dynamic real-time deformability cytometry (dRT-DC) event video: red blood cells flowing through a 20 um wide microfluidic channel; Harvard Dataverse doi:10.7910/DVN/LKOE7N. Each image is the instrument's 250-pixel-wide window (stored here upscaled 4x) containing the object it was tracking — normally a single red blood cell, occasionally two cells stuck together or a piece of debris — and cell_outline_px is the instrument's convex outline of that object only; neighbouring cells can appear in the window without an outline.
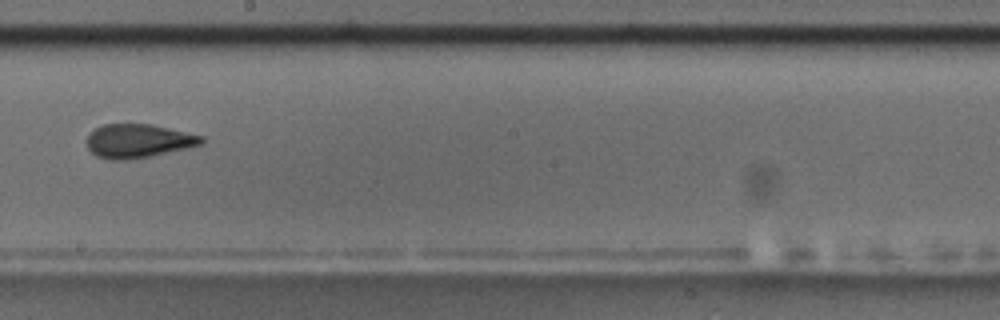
{"species": "common noctule bat (a hibernating species)", "species_latin": "Nyctalus noctula", "temperature_condition": "room temperature", "stored_images_in_passage": 15, "camera_frame_rate_fps": 3000, "um_per_image_px": 0.085, "animal": {"sex": "male", "body_mass_g": 17.5, "forearm_length_mm": 52.3}, "frame": {"image": 1, "passage_image": 9, "time_ms": 9.333, "image_size_px": [1000, 320], "cell_outline_px": [[204, 144], [188, 148], [152, 156], [124, 160], [108, 160], [96, 156], [88, 148], [88, 136], [96, 128], [104, 124], [152, 124], [204, 136]], "centroid_in_image_um": [11.79, 11.99], "position_along_channel_um": 236.4, "area_um2": 22.6}, "authors_computed_cell_mechanics": {"area_um2": 23.0622, "velocity_mm_per_s": 3.5395, "shape_relaxation_time_tau1_ms": null, "shape_relaxation_time_tau2_ms": 1.1736, "deformation_change_tau1": null, "deformation_change_tau2": 0.0519}}